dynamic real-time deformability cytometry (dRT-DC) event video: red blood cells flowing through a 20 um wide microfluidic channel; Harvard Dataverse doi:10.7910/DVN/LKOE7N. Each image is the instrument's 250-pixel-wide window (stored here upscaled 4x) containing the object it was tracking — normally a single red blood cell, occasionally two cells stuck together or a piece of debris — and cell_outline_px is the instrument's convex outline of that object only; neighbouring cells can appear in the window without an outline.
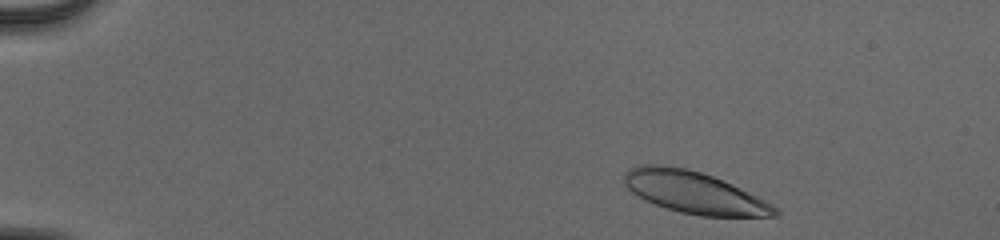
{"species": "human", "species_latin": "Homo sapiens", "temperature_condition": "cold", "stored_images_in_passage": 40, "camera_frame_rate_fps": 3000, "um_per_image_px": 0.085, "donor": {"sex": "male"}, "frame": {"image": 1, "passage_image": 4, "time_ms": 1.0, "image_size_px": [1000, 240], "cell_outline_px": [[780, 212], [776, 216], [700, 216], [680, 212], [656, 204], [632, 192], [624, 184], [624, 172], [628, 168], [640, 164], [660, 164], [684, 168], [700, 172], [712, 176], [756, 196], [764, 200], [776, 208]], "centroid_in_image_um": [58.95, 16.34], "position_along_channel_um": 26.1, "area_um2": 36.13}}
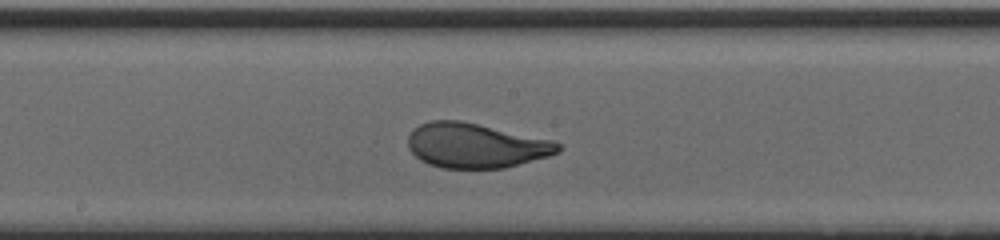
{"frame": {"image": 2, "passage_image": 26, "time_ms": 8.333, "image_size_px": [1000, 240], "cell_outline_px": [[560, 152], [548, 156], [504, 168], [440, 168], [428, 164], [420, 160], [408, 148], [408, 136], [412, 128], [428, 120], [460, 120], [552, 140], [560, 144]], "centroid_in_image_um": [40.39, 12.37], "position_along_channel_um": 207.8, "area_um2": 39.13}}
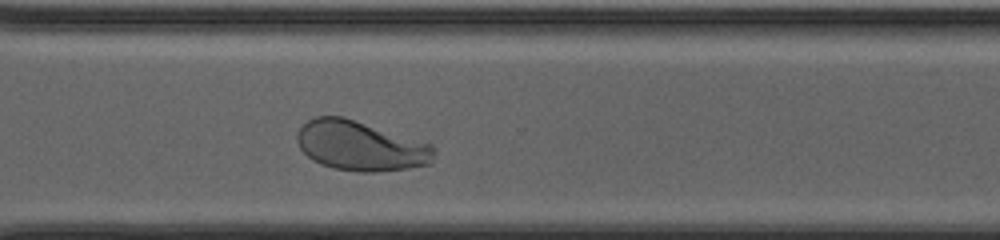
{"frame": {"image": 3, "passage_image": 36, "time_ms": 11.667, "image_size_px": [1000, 240], "cell_outline_px": [[436, 152], [428, 164], [408, 168], [376, 172], [360, 172], [332, 168], [320, 164], [312, 160], [300, 148], [296, 140], [296, 132], [308, 120], [316, 116], [344, 116], [432, 144], [436, 148]], "centroid_in_image_um": [30.63, 12.39], "position_along_channel_um": 340.0, "area_um2": 39.88}, "authors_computed_cell_mechanics": {"area_um2": 38.1769, "velocity_mm_per_s": 3.9658, "shape_relaxation_time_tau1_ms": 3.2988, "shape_relaxation_time_tau2_ms": null, "deformation_change_tau1": 0.1645, "deformation_change_tau2": null}}